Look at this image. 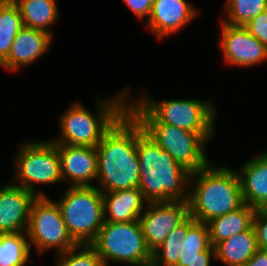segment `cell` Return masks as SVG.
<instances>
[{
    "instance_id": "1",
    "label": "cell",
    "mask_w": 267,
    "mask_h": 266,
    "mask_svg": "<svg viewBox=\"0 0 267 266\" xmlns=\"http://www.w3.org/2000/svg\"><path fill=\"white\" fill-rule=\"evenodd\" d=\"M96 149L102 193L138 188L137 119L129 110L105 133Z\"/></svg>"
},
{
    "instance_id": "2",
    "label": "cell",
    "mask_w": 267,
    "mask_h": 266,
    "mask_svg": "<svg viewBox=\"0 0 267 266\" xmlns=\"http://www.w3.org/2000/svg\"><path fill=\"white\" fill-rule=\"evenodd\" d=\"M137 155L139 158V190L146 202L188 200L184 188L191 173L175 162L172 156L153 141L137 120Z\"/></svg>"
},
{
    "instance_id": "3",
    "label": "cell",
    "mask_w": 267,
    "mask_h": 266,
    "mask_svg": "<svg viewBox=\"0 0 267 266\" xmlns=\"http://www.w3.org/2000/svg\"><path fill=\"white\" fill-rule=\"evenodd\" d=\"M196 176V187L188 194L190 216L197 222L207 223L244 205L238 173L226 167L205 168L191 173Z\"/></svg>"
},
{
    "instance_id": "4",
    "label": "cell",
    "mask_w": 267,
    "mask_h": 266,
    "mask_svg": "<svg viewBox=\"0 0 267 266\" xmlns=\"http://www.w3.org/2000/svg\"><path fill=\"white\" fill-rule=\"evenodd\" d=\"M128 110L141 123L144 132L190 173L209 164L203 153L206 140L199 133L160 123L139 101L129 105Z\"/></svg>"
},
{
    "instance_id": "5",
    "label": "cell",
    "mask_w": 267,
    "mask_h": 266,
    "mask_svg": "<svg viewBox=\"0 0 267 266\" xmlns=\"http://www.w3.org/2000/svg\"><path fill=\"white\" fill-rule=\"evenodd\" d=\"M126 96L128 93L124 91L113 101H102L103 104L100 101L99 118L80 103L70 107L60 118L63 138L51 141L54 144L97 147L105 133L128 110Z\"/></svg>"
},
{
    "instance_id": "6",
    "label": "cell",
    "mask_w": 267,
    "mask_h": 266,
    "mask_svg": "<svg viewBox=\"0 0 267 266\" xmlns=\"http://www.w3.org/2000/svg\"><path fill=\"white\" fill-rule=\"evenodd\" d=\"M102 192L95 186H70L57 201L67 230L78 245L91 244L104 223Z\"/></svg>"
},
{
    "instance_id": "7",
    "label": "cell",
    "mask_w": 267,
    "mask_h": 266,
    "mask_svg": "<svg viewBox=\"0 0 267 266\" xmlns=\"http://www.w3.org/2000/svg\"><path fill=\"white\" fill-rule=\"evenodd\" d=\"M102 258L105 266L109 260L139 266L151 261L139 220L132 222L104 221L97 237L90 244Z\"/></svg>"
},
{
    "instance_id": "8",
    "label": "cell",
    "mask_w": 267,
    "mask_h": 266,
    "mask_svg": "<svg viewBox=\"0 0 267 266\" xmlns=\"http://www.w3.org/2000/svg\"><path fill=\"white\" fill-rule=\"evenodd\" d=\"M160 123L199 133L205 140L214 134V110L199 100L139 101Z\"/></svg>"
},
{
    "instance_id": "9",
    "label": "cell",
    "mask_w": 267,
    "mask_h": 266,
    "mask_svg": "<svg viewBox=\"0 0 267 266\" xmlns=\"http://www.w3.org/2000/svg\"><path fill=\"white\" fill-rule=\"evenodd\" d=\"M26 233L40 251L56 247L60 254L78 246L67 230L58 204L45 196H37L33 201Z\"/></svg>"
},
{
    "instance_id": "10",
    "label": "cell",
    "mask_w": 267,
    "mask_h": 266,
    "mask_svg": "<svg viewBox=\"0 0 267 266\" xmlns=\"http://www.w3.org/2000/svg\"><path fill=\"white\" fill-rule=\"evenodd\" d=\"M20 147L16 158V178L20 184L17 186L36 194L33 183H57L63 180L60 157L53 141L33 142Z\"/></svg>"
},
{
    "instance_id": "11",
    "label": "cell",
    "mask_w": 267,
    "mask_h": 266,
    "mask_svg": "<svg viewBox=\"0 0 267 266\" xmlns=\"http://www.w3.org/2000/svg\"><path fill=\"white\" fill-rule=\"evenodd\" d=\"M148 210L140 215L139 222L146 244L151 250L160 246L168 234L189 216L187 200L147 203Z\"/></svg>"
},
{
    "instance_id": "12",
    "label": "cell",
    "mask_w": 267,
    "mask_h": 266,
    "mask_svg": "<svg viewBox=\"0 0 267 266\" xmlns=\"http://www.w3.org/2000/svg\"><path fill=\"white\" fill-rule=\"evenodd\" d=\"M224 59L237 66H250L267 59V48L245 26L227 25L222 22Z\"/></svg>"
},
{
    "instance_id": "13",
    "label": "cell",
    "mask_w": 267,
    "mask_h": 266,
    "mask_svg": "<svg viewBox=\"0 0 267 266\" xmlns=\"http://www.w3.org/2000/svg\"><path fill=\"white\" fill-rule=\"evenodd\" d=\"M37 196L15 184L0 189V234L25 232L30 217L31 206Z\"/></svg>"
},
{
    "instance_id": "14",
    "label": "cell",
    "mask_w": 267,
    "mask_h": 266,
    "mask_svg": "<svg viewBox=\"0 0 267 266\" xmlns=\"http://www.w3.org/2000/svg\"><path fill=\"white\" fill-rule=\"evenodd\" d=\"M60 157L61 176L70 178L72 187L93 186L89 181L97 179V149L90 146L55 144ZM67 178V179H66Z\"/></svg>"
},
{
    "instance_id": "15",
    "label": "cell",
    "mask_w": 267,
    "mask_h": 266,
    "mask_svg": "<svg viewBox=\"0 0 267 266\" xmlns=\"http://www.w3.org/2000/svg\"><path fill=\"white\" fill-rule=\"evenodd\" d=\"M196 13L186 0H154L147 26L161 38L178 32Z\"/></svg>"
},
{
    "instance_id": "16",
    "label": "cell",
    "mask_w": 267,
    "mask_h": 266,
    "mask_svg": "<svg viewBox=\"0 0 267 266\" xmlns=\"http://www.w3.org/2000/svg\"><path fill=\"white\" fill-rule=\"evenodd\" d=\"M51 40L52 34L24 26L16 35L8 57L0 65L16 71L19 66L30 64L43 55Z\"/></svg>"
},
{
    "instance_id": "17",
    "label": "cell",
    "mask_w": 267,
    "mask_h": 266,
    "mask_svg": "<svg viewBox=\"0 0 267 266\" xmlns=\"http://www.w3.org/2000/svg\"><path fill=\"white\" fill-rule=\"evenodd\" d=\"M238 176L244 204L260 209L267 203V153L248 160Z\"/></svg>"
},
{
    "instance_id": "18",
    "label": "cell",
    "mask_w": 267,
    "mask_h": 266,
    "mask_svg": "<svg viewBox=\"0 0 267 266\" xmlns=\"http://www.w3.org/2000/svg\"><path fill=\"white\" fill-rule=\"evenodd\" d=\"M144 201L139 188L103 193L104 221L122 223L139 220Z\"/></svg>"
},
{
    "instance_id": "19",
    "label": "cell",
    "mask_w": 267,
    "mask_h": 266,
    "mask_svg": "<svg viewBox=\"0 0 267 266\" xmlns=\"http://www.w3.org/2000/svg\"><path fill=\"white\" fill-rule=\"evenodd\" d=\"M214 248L215 257L228 266H245L259 249L253 225L248 230L217 243Z\"/></svg>"
},
{
    "instance_id": "20",
    "label": "cell",
    "mask_w": 267,
    "mask_h": 266,
    "mask_svg": "<svg viewBox=\"0 0 267 266\" xmlns=\"http://www.w3.org/2000/svg\"><path fill=\"white\" fill-rule=\"evenodd\" d=\"M255 211L252 206L244 204L233 212L207 222L210 244L214 247L217 243L248 230L253 225Z\"/></svg>"
},
{
    "instance_id": "21",
    "label": "cell",
    "mask_w": 267,
    "mask_h": 266,
    "mask_svg": "<svg viewBox=\"0 0 267 266\" xmlns=\"http://www.w3.org/2000/svg\"><path fill=\"white\" fill-rule=\"evenodd\" d=\"M19 7L25 27L42 30L49 34L51 24L58 17L56 0H13ZM46 28V29H45Z\"/></svg>"
},
{
    "instance_id": "22",
    "label": "cell",
    "mask_w": 267,
    "mask_h": 266,
    "mask_svg": "<svg viewBox=\"0 0 267 266\" xmlns=\"http://www.w3.org/2000/svg\"><path fill=\"white\" fill-rule=\"evenodd\" d=\"M23 27L18 5L13 0H0V64L8 57L14 39Z\"/></svg>"
},
{
    "instance_id": "23",
    "label": "cell",
    "mask_w": 267,
    "mask_h": 266,
    "mask_svg": "<svg viewBox=\"0 0 267 266\" xmlns=\"http://www.w3.org/2000/svg\"><path fill=\"white\" fill-rule=\"evenodd\" d=\"M196 221L189 216L168 234L164 242L152 251V261L160 266H177L181 251V240L186 238L187 230Z\"/></svg>"
},
{
    "instance_id": "24",
    "label": "cell",
    "mask_w": 267,
    "mask_h": 266,
    "mask_svg": "<svg viewBox=\"0 0 267 266\" xmlns=\"http://www.w3.org/2000/svg\"><path fill=\"white\" fill-rule=\"evenodd\" d=\"M30 255V243L23 232L0 234V266H24Z\"/></svg>"
},
{
    "instance_id": "25",
    "label": "cell",
    "mask_w": 267,
    "mask_h": 266,
    "mask_svg": "<svg viewBox=\"0 0 267 266\" xmlns=\"http://www.w3.org/2000/svg\"><path fill=\"white\" fill-rule=\"evenodd\" d=\"M227 25L245 26L251 19L267 10L266 0H228L226 3Z\"/></svg>"
},
{
    "instance_id": "26",
    "label": "cell",
    "mask_w": 267,
    "mask_h": 266,
    "mask_svg": "<svg viewBox=\"0 0 267 266\" xmlns=\"http://www.w3.org/2000/svg\"><path fill=\"white\" fill-rule=\"evenodd\" d=\"M78 247L83 250L76 254ZM59 255L58 266H105L102 258L90 244L78 245Z\"/></svg>"
},
{
    "instance_id": "27",
    "label": "cell",
    "mask_w": 267,
    "mask_h": 266,
    "mask_svg": "<svg viewBox=\"0 0 267 266\" xmlns=\"http://www.w3.org/2000/svg\"><path fill=\"white\" fill-rule=\"evenodd\" d=\"M183 251H205L211 244L207 223L195 222L188 230L186 238L181 240Z\"/></svg>"
},
{
    "instance_id": "28",
    "label": "cell",
    "mask_w": 267,
    "mask_h": 266,
    "mask_svg": "<svg viewBox=\"0 0 267 266\" xmlns=\"http://www.w3.org/2000/svg\"><path fill=\"white\" fill-rule=\"evenodd\" d=\"M245 27L267 48V10L251 19Z\"/></svg>"
},
{
    "instance_id": "29",
    "label": "cell",
    "mask_w": 267,
    "mask_h": 266,
    "mask_svg": "<svg viewBox=\"0 0 267 266\" xmlns=\"http://www.w3.org/2000/svg\"><path fill=\"white\" fill-rule=\"evenodd\" d=\"M253 227L257 236L258 248L267 250V215L261 209L255 211Z\"/></svg>"
},
{
    "instance_id": "30",
    "label": "cell",
    "mask_w": 267,
    "mask_h": 266,
    "mask_svg": "<svg viewBox=\"0 0 267 266\" xmlns=\"http://www.w3.org/2000/svg\"><path fill=\"white\" fill-rule=\"evenodd\" d=\"M130 9L139 17H149L154 0H124Z\"/></svg>"
},
{
    "instance_id": "31",
    "label": "cell",
    "mask_w": 267,
    "mask_h": 266,
    "mask_svg": "<svg viewBox=\"0 0 267 266\" xmlns=\"http://www.w3.org/2000/svg\"><path fill=\"white\" fill-rule=\"evenodd\" d=\"M211 256L215 257V248L210 245L205 251H181L179 261H193L194 259H211Z\"/></svg>"
},
{
    "instance_id": "32",
    "label": "cell",
    "mask_w": 267,
    "mask_h": 266,
    "mask_svg": "<svg viewBox=\"0 0 267 266\" xmlns=\"http://www.w3.org/2000/svg\"><path fill=\"white\" fill-rule=\"evenodd\" d=\"M245 266H267V250L258 249Z\"/></svg>"
},
{
    "instance_id": "33",
    "label": "cell",
    "mask_w": 267,
    "mask_h": 266,
    "mask_svg": "<svg viewBox=\"0 0 267 266\" xmlns=\"http://www.w3.org/2000/svg\"><path fill=\"white\" fill-rule=\"evenodd\" d=\"M210 259H194L193 261H178L177 266H210Z\"/></svg>"
},
{
    "instance_id": "34",
    "label": "cell",
    "mask_w": 267,
    "mask_h": 266,
    "mask_svg": "<svg viewBox=\"0 0 267 266\" xmlns=\"http://www.w3.org/2000/svg\"><path fill=\"white\" fill-rule=\"evenodd\" d=\"M139 266H160V265H157L156 263H154V262L151 260V261H149V262L142 263V264H140Z\"/></svg>"
},
{
    "instance_id": "35",
    "label": "cell",
    "mask_w": 267,
    "mask_h": 266,
    "mask_svg": "<svg viewBox=\"0 0 267 266\" xmlns=\"http://www.w3.org/2000/svg\"><path fill=\"white\" fill-rule=\"evenodd\" d=\"M267 215V203L260 208Z\"/></svg>"
}]
</instances>
